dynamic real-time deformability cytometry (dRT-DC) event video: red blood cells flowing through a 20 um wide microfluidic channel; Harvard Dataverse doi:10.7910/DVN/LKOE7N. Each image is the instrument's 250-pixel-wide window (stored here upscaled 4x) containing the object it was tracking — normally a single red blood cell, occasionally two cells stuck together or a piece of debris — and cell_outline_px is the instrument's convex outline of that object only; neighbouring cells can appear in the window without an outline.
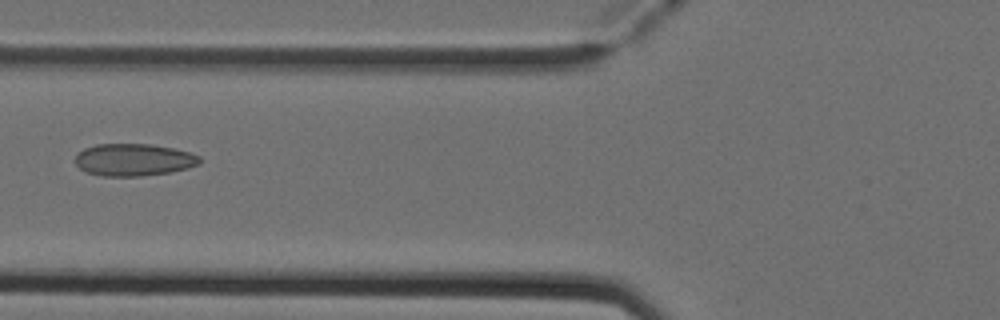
{"species": "Egyptian fruit bat (a non-hibernating species)", "species_latin": "Rousettus aegyptiacus", "temperature_condition": "cold", "stored_images_in_passage": 5, "camera_frame_rate_fps": 3000, "um_per_image_px": 0.085, "animal": {"sex": "female"}, "frame": {"image": 1, "passage_image": 5, "time_ms": 1.333, "image_size_px": [1000, 320], "cell_outline_px": [[200, 164], [188, 168], [172, 172], [140, 176], [100, 176], [84, 172], [76, 164], [76, 152], [84, 148], [96, 144], [152, 144], [172, 148], [188, 152], [200, 156]], "centroid_in_image_um": [11.34, 13.58], "position_along_channel_um": 114.5, "area_um2": 23.58}}